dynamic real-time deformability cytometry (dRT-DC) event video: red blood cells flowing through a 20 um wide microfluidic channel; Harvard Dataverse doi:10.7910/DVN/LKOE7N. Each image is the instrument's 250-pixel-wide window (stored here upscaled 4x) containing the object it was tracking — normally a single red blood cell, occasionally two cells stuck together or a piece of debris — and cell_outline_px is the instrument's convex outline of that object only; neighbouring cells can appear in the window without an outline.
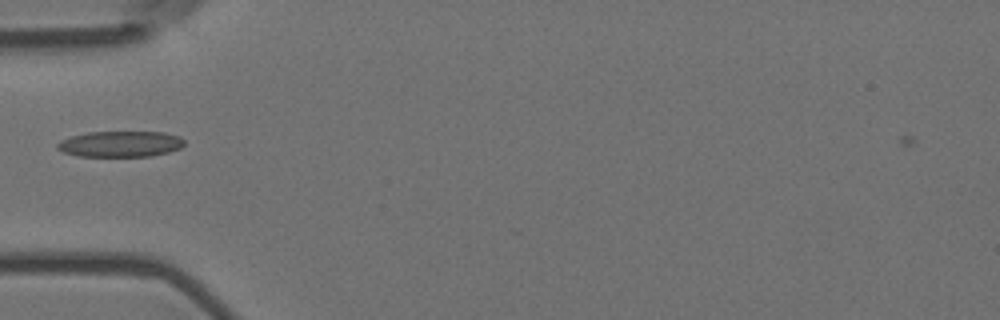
{"species": "Egyptian fruit bat (a non-hibernating species)", "species_latin": "Rousettus aegyptiacus", "temperature_condition": "room temperature", "stored_images_in_passage": 5, "camera_frame_rate_fps": 3000, "um_per_image_px": 0.085, "animal": {"sex": "female"}, "frame": {"image": 1, "passage_image": 2, "time_ms": 0.333, "image_size_px": [1000, 320], "cell_outline_px": [[184, 144], [180, 148], [168, 152], [152, 156], [76, 156], [64, 152], [56, 148], [56, 144], [60, 140], [72, 136], [88, 132], [164, 132], [180, 136], [184, 140]], "centroid_in_image_um": [10.23, 12.24], "position_along_channel_um": 74.8, "area_um2": 19.19}}
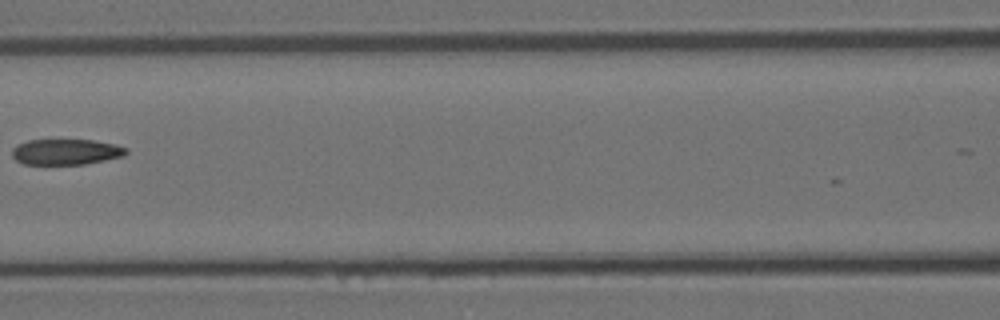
{"frame": {"image": 2, "passage_image": 4, "time_ms": 1.0, "image_size_px": [1000, 320], "cell_outline_px": [[128, 152], [124, 156], [84, 164], [24, 164], [16, 160], [12, 156], [12, 148], [16, 144], [28, 140], [92, 140], [116, 144], [128, 148]], "centroid_in_image_um": [5.6, 12.9], "position_along_channel_um": 161.0, "area_um2": 17.17}}
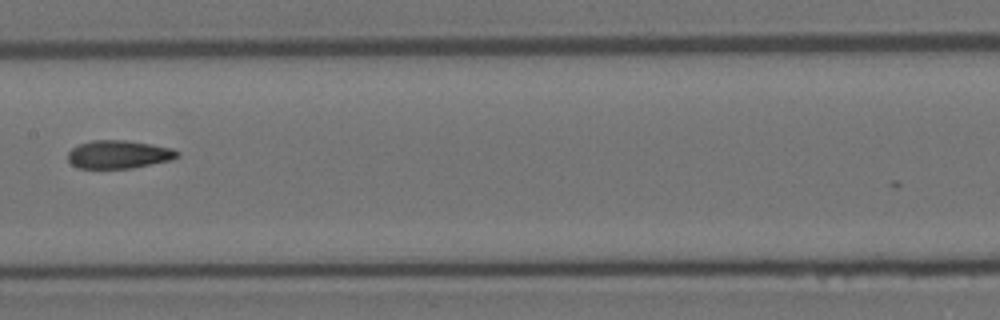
{"frame": {"image": 3, "passage_image": 5, "time_ms": 1.333, "image_size_px": [1000, 320], "cell_outline_px": [[180, 156], [168, 160], [132, 168], [80, 168], [72, 164], [68, 160], [68, 152], [72, 148], [80, 144], [92, 140], [124, 140], [172, 148], [180, 152]], "centroid_in_image_um": [10.07, 13.12], "position_along_channel_um": 197.3, "area_um2": 17.69}}